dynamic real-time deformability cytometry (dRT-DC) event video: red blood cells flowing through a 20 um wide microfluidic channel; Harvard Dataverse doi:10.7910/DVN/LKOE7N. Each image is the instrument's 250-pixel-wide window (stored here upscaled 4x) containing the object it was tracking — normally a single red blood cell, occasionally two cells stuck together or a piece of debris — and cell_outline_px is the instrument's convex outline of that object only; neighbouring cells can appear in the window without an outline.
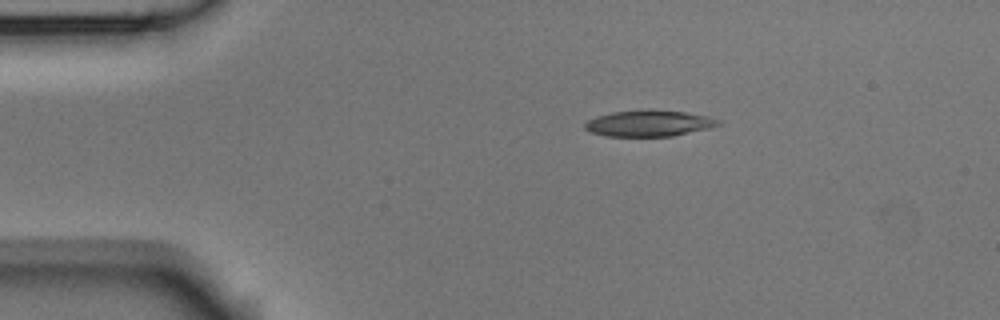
{"species": "Egyptian fruit bat (a non-hibernating species)", "species_latin": "Rousettus aegyptiacus", "temperature_condition": "room temperature", "stored_images_in_passage": 6, "camera_frame_rate_fps": 3000, "um_per_image_px": 0.085, "animal": {"sex": "male"}, "frame": {"image": 1, "passage_image": 1, "time_ms": 0.0, "image_size_px": [1000, 320], "cell_outline_px": [[720, 124], [708, 128], [672, 136], [604, 136], [588, 132], [584, 128], [584, 124], [588, 120], [596, 116], [612, 112], [644, 108], [652, 108], [684, 112], [708, 116], [720, 120]], "centroid_in_image_um": [55.1, 10.46], "position_along_channel_um": 29.9, "area_um2": 20.69}}
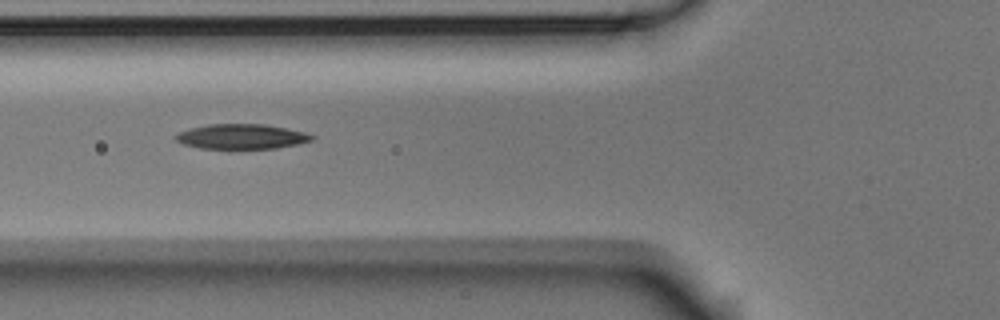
{"frame": {"image": 2, "passage_image": 4, "time_ms": 1.0, "image_size_px": [1000, 320], "cell_outline_px": [[316, 136], [312, 140], [300, 144], [276, 148], [200, 148], [184, 144], [176, 140], [172, 136], [180, 132], [192, 128], [208, 124], [264, 124], [304, 132]], "centroid_in_image_um": [20.54, 11.6], "position_along_channel_um": 105.3, "area_um2": 19.59}}
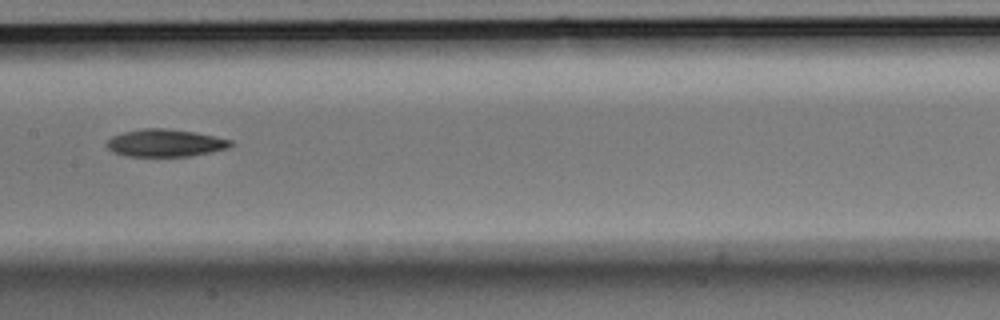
{"frame": {"image": 3, "passage_image": 6, "time_ms": 1.667, "image_size_px": [1000, 320], "cell_outline_px": [[232, 144], [228, 148], [212, 152], [188, 156], [128, 156], [112, 152], [104, 144], [112, 136], [124, 132], [144, 128], [164, 128], [196, 132], [232, 140]], "centroid_in_image_um": [14.03, 12.15], "position_along_channel_um": 193.4, "area_um2": 19.83}}